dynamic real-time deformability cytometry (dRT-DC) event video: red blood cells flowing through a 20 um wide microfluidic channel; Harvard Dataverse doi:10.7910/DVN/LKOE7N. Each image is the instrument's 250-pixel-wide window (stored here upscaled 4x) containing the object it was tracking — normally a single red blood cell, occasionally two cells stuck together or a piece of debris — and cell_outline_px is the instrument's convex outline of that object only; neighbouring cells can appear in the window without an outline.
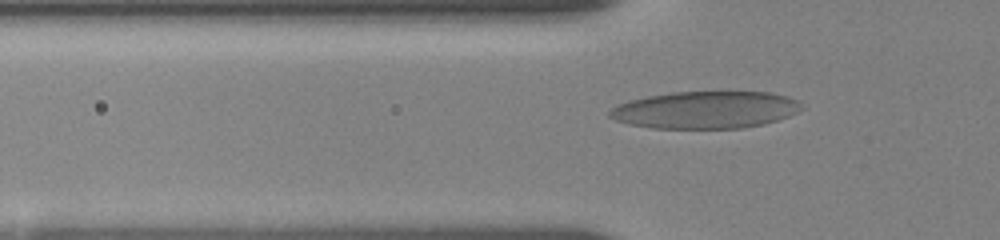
{"species": "human", "species_latin": "Homo sapiens", "temperature_condition": "room temperature", "stored_images_in_passage": 15, "camera_frame_rate_fps": 3000, "um_per_image_px": 0.085, "donor": {"sex": "female"}, "frame": {"image": 1, "passage_image": 11, "time_ms": 5.667, "image_size_px": [1000, 240], "cell_outline_px": [[800, 108], [796, 112], [788, 116], [776, 120], [760, 124], [740, 128], [652, 128], [628, 124], [616, 120], [608, 116], [608, 112], [616, 104], [628, 100], [648, 96], [672, 92], [768, 92], [784, 96], [796, 100]], "centroid_in_image_um": [59.86, 9.34], "position_along_channel_um": 65.9, "area_um2": 41.21}}
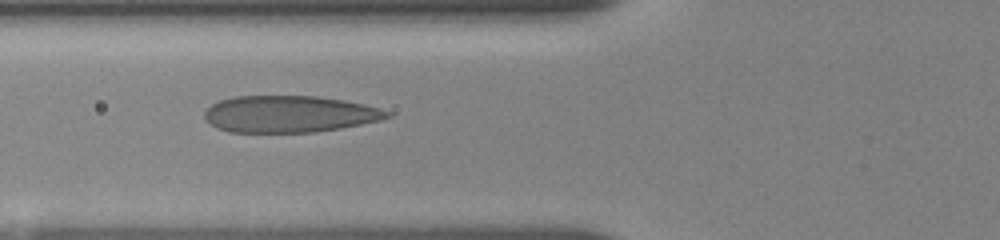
{"frame": {"image": 2, "passage_image": 13, "time_ms": 6.667, "image_size_px": [1000, 240], "cell_outline_px": [[392, 116], [380, 120], [340, 128], [316, 132], [228, 132], [216, 128], [204, 120], [204, 112], [212, 104], [220, 100], [236, 96], [316, 96], [344, 100], [380, 108], [392, 112]], "centroid_in_image_um": [24.58, 9.7], "position_along_channel_um": 101.2, "area_um2": 39.19}}
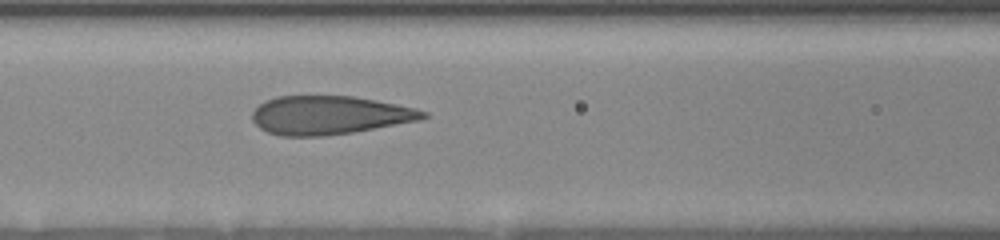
{"frame": {"image": 3, "passage_image": 15, "time_ms": 7.667, "image_size_px": [1000, 240], "cell_outline_px": [[428, 116], [420, 120], [352, 132], [328, 136], [280, 136], [268, 132], [260, 128], [252, 120], [252, 112], [260, 104], [276, 96], [352, 96], [376, 100], [416, 108], [428, 112]], "centroid_in_image_um": [28.0, 9.79], "position_along_channel_um": 138.6, "area_um2": 38.32}}